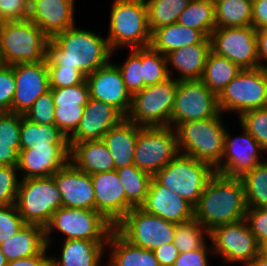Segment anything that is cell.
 Returning a JSON list of instances; mask_svg holds the SVG:
<instances>
[{
    "label": "cell",
    "mask_w": 267,
    "mask_h": 266,
    "mask_svg": "<svg viewBox=\"0 0 267 266\" xmlns=\"http://www.w3.org/2000/svg\"><path fill=\"white\" fill-rule=\"evenodd\" d=\"M4 66H6V63H5L4 59H3L2 53H1V51H0V70H1Z\"/></svg>",
    "instance_id": "e7e4bbea"
},
{
    "label": "cell",
    "mask_w": 267,
    "mask_h": 266,
    "mask_svg": "<svg viewBox=\"0 0 267 266\" xmlns=\"http://www.w3.org/2000/svg\"><path fill=\"white\" fill-rule=\"evenodd\" d=\"M216 28L252 26V0H214Z\"/></svg>",
    "instance_id": "e575fe53"
},
{
    "label": "cell",
    "mask_w": 267,
    "mask_h": 266,
    "mask_svg": "<svg viewBox=\"0 0 267 266\" xmlns=\"http://www.w3.org/2000/svg\"><path fill=\"white\" fill-rule=\"evenodd\" d=\"M69 161L90 175L114 170V160L102 140L69 144Z\"/></svg>",
    "instance_id": "4316f807"
},
{
    "label": "cell",
    "mask_w": 267,
    "mask_h": 266,
    "mask_svg": "<svg viewBox=\"0 0 267 266\" xmlns=\"http://www.w3.org/2000/svg\"><path fill=\"white\" fill-rule=\"evenodd\" d=\"M153 252L160 266H173L179 255V251L173 242L161 245Z\"/></svg>",
    "instance_id": "db71d44e"
},
{
    "label": "cell",
    "mask_w": 267,
    "mask_h": 266,
    "mask_svg": "<svg viewBox=\"0 0 267 266\" xmlns=\"http://www.w3.org/2000/svg\"><path fill=\"white\" fill-rule=\"evenodd\" d=\"M215 169L204 161L179 153L153 177L195 207Z\"/></svg>",
    "instance_id": "5b68a950"
},
{
    "label": "cell",
    "mask_w": 267,
    "mask_h": 266,
    "mask_svg": "<svg viewBox=\"0 0 267 266\" xmlns=\"http://www.w3.org/2000/svg\"><path fill=\"white\" fill-rule=\"evenodd\" d=\"M50 88H64L83 83L86 77L68 67H48Z\"/></svg>",
    "instance_id": "c3c4849f"
},
{
    "label": "cell",
    "mask_w": 267,
    "mask_h": 266,
    "mask_svg": "<svg viewBox=\"0 0 267 266\" xmlns=\"http://www.w3.org/2000/svg\"><path fill=\"white\" fill-rule=\"evenodd\" d=\"M107 244L112 247L108 266H160L153 251L130 244L115 229Z\"/></svg>",
    "instance_id": "1f68e13d"
},
{
    "label": "cell",
    "mask_w": 267,
    "mask_h": 266,
    "mask_svg": "<svg viewBox=\"0 0 267 266\" xmlns=\"http://www.w3.org/2000/svg\"><path fill=\"white\" fill-rule=\"evenodd\" d=\"M7 259L0 249V266H7Z\"/></svg>",
    "instance_id": "6125c7cd"
},
{
    "label": "cell",
    "mask_w": 267,
    "mask_h": 266,
    "mask_svg": "<svg viewBox=\"0 0 267 266\" xmlns=\"http://www.w3.org/2000/svg\"><path fill=\"white\" fill-rule=\"evenodd\" d=\"M190 0H147L148 27L151 33L162 26L176 23Z\"/></svg>",
    "instance_id": "f35d334b"
},
{
    "label": "cell",
    "mask_w": 267,
    "mask_h": 266,
    "mask_svg": "<svg viewBox=\"0 0 267 266\" xmlns=\"http://www.w3.org/2000/svg\"><path fill=\"white\" fill-rule=\"evenodd\" d=\"M74 0H30L29 20L50 39L75 26Z\"/></svg>",
    "instance_id": "d4e9b609"
},
{
    "label": "cell",
    "mask_w": 267,
    "mask_h": 266,
    "mask_svg": "<svg viewBox=\"0 0 267 266\" xmlns=\"http://www.w3.org/2000/svg\"><path fill=\"white\" fill-rule=\"evenodd\" d=\"M0 13L6 21L27 20L30 13V0H0Z\"/></svg>",
    "instance_id": "816d5d0a"
},
{
    "label": "cell",
    "mask_w": 267,
    "mask_h": 266,
    "mask_svg": "<svg viewBox=\"0 0 267 266\" xmlns=\"http://www.w3.org/2000/svg\"><path fill=\"white\" fill-rule=\"evenodd\" d=\"M259 254L264 258H267V241H263L259 246Z\"/></svg>",
    "instance_id": "94428289"
},
{
    "label": "cell",
    "mask_w": 267,
    "mask_h": 266,
    "mask_svg": "<svg viewBox=\"0 0 267 266\" xmlns=\"http://www.w3.org/2000/svg\"><path fill=\"white\" fill-rule=\"evenodd\" d=\"M205 234L210 237V232L193 218L176 224L173 243L179 253L194 251L203 248L207 244L204 239Z\"/></svg>",
    "instance_id": "60d3db41"
},
{
    "label": "cell",
    "mask_w": 267,
    "mask_h": 266,
    "mask_svg": "<svg viewBox=\"0 0 267 266\" xmlns=\"http://www.w3.org/2000/svg\"><path fill=\"white\" fill-rule=\"evenodd\" d=\"M19 163V152L10 144L0 143V166H15Z\"/></svg>",
    "instance_id": "6f0895ef"
},
{
    "label": "cell",
    "mask_w": 267,
    "mask_h": 266,
    "mask_svg": "<svg viewBox=\"0 0 267 266\" xmlns=\"http://www.w3.org/2000/svg\"><path fill=\"white\" fill-rule=\"evenodd\" d=\"M112 55L107 38L75 25L49 39L46 64L76 69L86 77L107 64Z\"/></svg>",
    "instance_id": "6da1fadb"
},
{
    "label": "cell",
    "mask_w": 267,
    "mask_h": 266,
    "mask_svg": "<svg viewBox=\"0 0 267 266\" xmlns=\"http://www.w3.org/2000/svg\"><path fill=\"white\" fill-rule=\"evenodd\" d=\"M108 240L68 239L63 243L61 259L50 256V266H100Z\"/></svg>",
    "instance_id": "f1b7e54d"
},
{
    "label": "cell",
    "mask_w": 267,
    "mask_h": 266,
    "mask_svg": "<svg viewBox=\"0 0 267 266\" xmlns=\"http://www.w3.org/2000/svg\"><path fill=\"white\" fill-rule=\"evenodd\" d=\"M95 210L114 226L132 209L116 170L92 174Z\"/></svg>",
    "instance_id": "d6986e66"
},
{
    "label": "cell",
    "mask_w": 267,
    "mask_h": 266,
    "mask_svg": "<svg viewBox=\"0 0 267 266\" xmlns=\"http://www.w3.org/2000/svg\"><path fill=\"white\" fill-rule=\"evenodd\" d=\"M220 115L180 123L175 128L179 153L204 161L215 168L221 162L224 153L227 129Z\"/></svg>",
    "instance_id": "3957f363"
},
{
    "label": "cell",
    "mask_w": 267,
    "mask_h": 266,
    "mask_svg": "<svg viewBox=\"0 0 267 266\" xmlns=\"http://www.w3.org/2000/svg\"><path fill=\"white\" fill-rule=\"evenodd\" d=\"M252 26L258 29L267 28V0H252Z\"/></svg>",
    "instance_id": "11a10c76"
},
{
    "label": "cell",
    "mask_w": 267,
    "mask_h": 266,
    "mask_svg": "<svg viewBox=\"0 0 267 266\" xmlns=\"http://www.w3.org/2000/svg\"><path fill=\"white\" fill-rule=\"evenodd\" d=\"M206 38L207 36L202 31L176 22L155 29L151 33L150 47L166 56L175 49L200 44Z\"/></svg>",
    "instance_id": "4dcf8cb0"
},
{
    "label": "cell",
    "mask_w": 267,
    "mask_h": 266,
    "mask_svg": "<svg viewBox=\"0 0 267 266\" xmlns=\"http://www.w3.org/2000/svg\"><path fill=\"white\" fill-rule=\"evenodd\" d=\"M15 89L13 67L6 65L0 70V112H12Z\"/></svg>",
    "instance_id": "681fc988"
},
{
    "label": "cell",
    "mask_w": 267,
    "mask_h": 266,
    "mask_svg": "<svg viewBox=\"0 0 267 266\" xmlns=\"http://www.w3.org/2000/svg\"><path fill=\"white\" fill-rule=\"evenodd\" d=\"M55 105V125L69 138L78 128L90 94L87 81L64 87L52 88Z\"/></svg>",
    "instance_id": "7402d4cb"
},
{
    "label": "cell",
    "mask_w": 267,
    "mask_h": 266,
    "mask_svg": "<svg viewBox=\"0 0 267 266\" xmlns=\"http://www.w3.org/2000/svg\"><path fill=\"white\" fill-rule=\"evenodd\" d=\"M141 64L145 87L162 83L173 75L167 57L150 46L141 48Z\"/></svg>",
    "instance_id": "ab89813d"
},
{
    "label": "cell",
    "mask_w": 267,
    "mask_h": 266,
    "mask_svg": "<svg viewBox=\"0 0 267 266\" xmlns=\"http://www.w3.org/2000/svg\"><path fill=\"white\" fill-rule=\"evenodd\" d=\"M49 37L29 19L7 21L0 31V51L6 65L46 60Z\"/></svg>",
    "instance_id": "8992f818"
},
{
    "label": "cell",
    "mask_w": 267,
    "mask_h": 266,
    "mask_svg": "<svg viewBox=\"0 0 267 266\" xmlns=\"http://www.w3.org/2000/svg\"><path fill=\"white\" fill-rule=\"evenodd\" d=\"M47 247L44 227L25 224L15 235L0 244L7 261L32 257Z\"/></svg>",
    "instance_id": "f546056e"
},
{
    "label": "cell",
    "mask_w": 267,
    "mask_h": 266,
    "mask_svg": "<svg viewBox=\"0 0 267 266\" xmlns=\"http://www.w3.org/2000/svg\"><path fill=\"white\" fill-rule=\"evenodd\" d=\"M63 207L95 210V194L91 176L77 169L70 161L54 175Z\"/></svg>",
    "instance_id": "603a6c76"
},
{
    "label": "cell",
    "mask_w": 267,
    "mask_h": 266,
    "mask_svg": "<svg viewBox=\"0 0 267 266\" xmlns=\"http://www.w3.org/2000/svg\"><path fill=\"white\" fill-rule=\"evenodd\" d=\"M110 13L109 34L106 38L113 53L123 46L131 49L150 46L151 31L148 27L146 1L114 0Z\"/></svg>",
    "instance_id": "277c9868"
},
{
    "label": "cell",
    "mask_w": 267,
    "mask_h": 266,
    "mask_svg": "<svg viewBox=\"0 0 267 266\" xmlns=\"http://www.w3.org/2000/svg\"><path fill=\"white\" fill-rule=\"evenodd\" d=\"M194 1H214V0H194Z\"/></svg>",
    "instance_id": "03108f58"
},
{
    "label": "cell",
    "mask_w": 267,
    "mask_h": 266,
    "mask_svg": "<svg viewBox=\"0 0 267 266\" xmlns=\"http://www.w3.org/2000/svg\"><path fill=\"white\" fill-rule=\"evenodd\" d=\"M256 40L259 63L261 67L267 68V64L262 63L267 61V28L256 31Z\"/></svg>",
    "instance_id": "680465c9"
},
{
    "label": "cell",
    "mask_w": 267,
    "mask_h": 266,
    "mask_svg": "<svg viewBox=\"0 0 267 266\" xmlns=\"http://www.w3.org/2000/svg\"><path fill=\"white\" fill-rule=\"evenodd\" d=\"M177 22L200 30L210 38L212 31L216 28L214 1L190 0Z\"/></svg>",
    "instance_id": "74e56055"
},
{
    "label": "cell",
    "mask_w": 267,
    "mask_h": 266,
    "mask_svg": "<svg viewBox=\"0 0 267 266\" xmlns=\"http://www.w3.org/2000/svg\"><path fill=\"white\" fill-rule=\"evenodd\" d=\"M125 117L113 106L89 98L76 131L68 138L69 144L102 140L110 128L117 126Z\"/></svg>",
    "instance_id": "44dd1931"
},
{
    "label": "cell",
    "mask_w": 267,
    "mask_h": 266,
    "mask_svg": "<svg viewBox=\"0 0 267 266\" xmlns=\"http://www.w3.org/2000/svg\"><path fill=\"white\" fill-rule=\"evenodd\" d=\"M256 31L253 26L215 28L210 36L211 51L242 70L259 68Z\"/></svg>",
    "instance_id": "5bb4252c"
},
{
    "label": "cell",
    "mask_w": 267,
    "mask_h": 266,
    "mask_svg": "<svg viewBox=\"0 0 267 266\" xmlns=\"http://www.w3.org/2000/svg\"><path fill=\"white\" fill-rule=\"evenodd\" d=\"M32 146H69V143L66 135L55 124H37L21 114L20 149Z\"/></svg>",
    "instance_id": "d6a6232c"
},
{
    "label": "cell",
    "mask_w": 267,
    "mask_h": 266,
    "mask_svg": "<svg viewBox=\"0 0 267 266\" xmlns=\"http://www.w3.org/2000/svg\"><path fill=\"white\" fill-rule=\"evenodd\" d=\"M48 246L38 255L20 258L7 263V266H50V256H46Z\"/></svg>",
    "instance_id": "9f6ffc18"
},
{
    "label": "cell",
    "mask_w": 267,
    "mask_h": 266,
    "mask_svg": "<svg viewBox=\"0 0 267 266\" xmlns=\"http://www.w3.org/2000/svg\"><path fill=\"white\" fill-rule=\"evenodd\" d=\"M126 196L127 203L133 207H140L146 198L152 176L134 164L116 170Z\"/></svg>",
    "instance_id": "d590c367"
},
{
    "label": "cell",
    "mask_w": 267,
    "mask_h": 266,
    "mask_svg": "<svg viewBox=\"0 0 267 266\" xmlns=\"http://www.w3.org/2000/svg\"><path fill=\"white\" fill-rule=\"evenodd\" d=\"M246 210L241 179L215 173L194 207V219L211 232L217 226L244 220Z\"/></svg>",
    "instance_id": "7a4b0ae2"
},
{
    "label": "cell",
    "mask_w": 267,
    "mask_h": 266,
    "mask_svg": "<svg viewBox=\"0 0 267 266\" xmlns=\"http://www.w3.org/2000/svg\"><path fill=\"white\" fill-rule=\"evenodd\" d=\"M16 206L26 224L45 227L63 206L62 196L52 176L20 179Z\"/></svg>",
    "instance_id": "ba28073f"
},
{
    "label": "cell",
    "mask_w": 267,
    "mask_h": 266,
    "mask_svg": "<svg viewBox=\"0 0 267 266\" xmlns=\"http://www.w3.org/2000/svg\"><path fill=\"white\" fill-rule=\"evenodd\" d=\"M7 21L5 20V18L2 16V14L0 13V31L2 30L4 24L6 23Z\"/></svg>",
    "instance_id": "be15d7a7"
},
{
    "label": "cell",
    "mask_w": 267,
    "mask_h": 266,
    "mask_svg": "<svg viewBox=\"0 0 267 266\" xmlns=\"http://www.w3.org/2000/svg\"><path fill=\"white\" fill-rule=\"evenodd\" d=\"M53 230H59L66 235L65 240H108L114 225L96 210L62 206L53 213L44 227L47 246L50 244L49 236Z\"/></svg>",
    "instance_id": "9c48e42d"
},
{
    "label": "cell",
    "mask_w": 267,
    "mask_h": 266,
    "mask_svg": "<svg viewBox=\"0 0 267 266\" xmlns=\"http://www.w3.org/2000/svg\"><path fill=\"white\" fill-rule=\"evenodd\" d=\"M114 229L130 244L154 251L173 242L176 224L133 207Z\"/></svg>",
    "instance_id": "8fae6325"
},
{
    "label": "cell",
    "mask_w": 267,
    "mask_h": 266,
    "mask_svg": "<svg viewBox=\"0 0 267 266\" xmlns=\"http://www.w3.org/2000/svg\"><path fill=\"white\" fill-rule=\"evenodd\" d=\"M245 220L259 244L267 241V208H247Z\"/></svg>",
    "instance_id": "f907efd6"
},
{
    "label": "cell",
    "mask_w": 267,
    "mask_h": 266,
    "mask_svg": "<svg viewBox=\"0 0 267 266\" xmlns=\"http://www.w3.org/2000/svg\"><path fill=\"white\" fill-rule=\"evenodd\" d=\"M213 254H218L229 262H243L245 265L259 254L256 237L244 219L242 221L220 225L210 232Z\"/></svg>",
    "instance_id": "9a60e30c"
},
{
    "label": "cell",
    "mask_w": 267,
    "mask_h": 266,
    "mask_svg": "<svg viewBox=\"0 0 267 266\" xmlns=\"http://www.w3.org/2000/svg\"><path fill=\"white\" fill-rule=\"evenodd\" d=\"M17 174L15 166H0V206L16 204L20 183Z\"/></svg>",
    "instance_id": "f6af8a7d"
},
{
    "label": "cell",
    "mask_w": 267,
    "mask_h": 266,
    "mask_svg": "<svg viewBox=\"0 0 267 266\" xmlns=\"http://www.w3.org/2000/svg\"><path fill=\"white\" fill-rule=\"evenodd\" d=\"M211 52V40L206 38L202 43L175 49L166 55L170 63L180 73L182 80H200L205 68L207 57Z\"/></svg>",
    "instance_id": "83f0119b"
},
{
    "label": "cell",
    "mask_w": 267,
    "mask_h": 266,
    "mask_svg": "<svg viewBox=\"0 0 267 266\" xmlns=\"http://www.w3.org/2000/svg\"><path fill=\"white\" fill-rule=\"evenodd\" d=\"M244 266H267V258H264L260 254H258Z\"/></svg>",
    "instance_id": "91938a15"
},
{
    "label": "cell",
    "mask_w": 267,
    "mask_h": 266,
    "mask_svg": "<svg viewBox=\"0 0 267 266\" xmlns=\"http://www.w3.org/2000/svg\"><path fill=\"white\" fill-rule=\"evenodd\" d=\"M86 81L90 98L113 106L126 118L130 111L132 95L127 90L116 64L109 61L88 74Z\"/></svg>",
    "instance_id": "e0dca14e"
},
{
    "label": "cell",
    "mask_w": 267,
    "mask_h": 266,
    "mask_svg": "<svg viewBox=\"0 0 267 266\" xmlns=\"http://www.w3.org/2000/svg\"><path fill=\"white\" fill-rule=\"evenodd\" d=\"M242 136H230L226 129L224 153L221 162L214 168L216 173L227 177H240L244 172L256 167L264 151L259 143L244 128Z\"/></svg>",
    "instance_id": "ac0fdd59"
},
{
    "label": "cell",
    "mask_w": 267,
    "mask_h": 266,
    "mask_svg": "<svg viewBox=\"0 0 267 266\" xmlns=\"http://www.w3.org/2000/svg\"><path fill=\"white\" fill-rule=\"evenodd\" d=\"M218 107L242 113L267 107V68L243 69L217 96Z\"/></svg>",
    "instance_id": "30bf717a"
},
{
    "label": "cell",
    "mask_w": 267,
    "mask_h": 266,
    "mask_svg": "<svg viewBox=\"0 0 267 266\" xmlns=\"http://www.w3.org/2000/svg\"><path fill=\"white\" fill-rule=\"evenodd\" d=\"M16 89L12 112L24 115L39 96L50 90L46 60L12 65Z\"/></svg>",
    "instance_id": "2e32d148"
},
{
    "label": "cell",
    "mask_w": 267,
    "mask_h": 266,
    "mask_svg": "<svg viewBox=\"0 0 267 266\" xmlns=\"http://www.w3.org/2000/svg\"><path fill=\"white\" fill-rule=\"evenodd\" d=\"M177 154L176 129L170 126L142 127L135 146L134 165L152 177Z\"/></svg>",
    "instance_id": "7c38bea8"
},
{
    "label": "cell",
    "mask_w": 267,
    "mask_h": 266,
    "mask_svg": "<svg viewBox=\"0 0 267 266\" xmlns=\"http://www.w3.org/2000/svg\"><path fill=\"white\" fill-rule=\"evenodd\" d=\"M23 116L37 124H55V105L52 88L39 96Z\"/></svg>",
    "instance_id": "ee69618b"
},
{
    "label": "cell",
    "mask_w": 267,
    "mask_h": 266,
    "mask_svg": "<svg viewBox=\"0 0 267 266\" xmlns=\"http://www.w3.org/2000/svg\"><path fill=\"white\" fill-rule=\"evenodd\" d=\"M241 71L234 62L211 51L200 80L218 96Z\"/></svg>",
    "instance_id": "836d02e7"
},
{
    "label": "cell",
    "mask_w": 267,
    "mask_h": 266,
    "mask_svg": "<svg viewBox=\"0 0 267 266\" xmlns=\"http://www.w3.org/2000/svg\"><path fill=\"white\" fill-rule=\"evenodd\" d=\"M124 84L131 95L145 88L141 64V48H133L125 62L119 66Z\"/></svg>",
    "instance_id": "b9f144b4"
},
{
    "label": "cell",
    "mask_w": 267,
    "mask_h": 266,
    "mask_svg": "<svg viewBox=\"0 0 267 266\" xmlns=\"http://www.w3.org/2000/svg\"><path fill=\"white\" fill-rule=\"evenodd\" d=\"M145 212L178 224L194 218V207L152 177L144 203Z\"/></svg>",
    "instance_id": "cb8c5ba5"
},
{
    "label": "cell",
    "mask_w": 267,
    "mask_h": 266,
    "mask_svg": "<svg viewBox=\"0 0 267 266\" xmlns=\"http://www.w3.org/2000/svg\"><path fill=\"white\" fill-rule=\"evenodd\" d=\"M25 224L16 204L0 206V244L15 235Z\"/></svg>",
    "instance_id": "7dc6e473"
},
{
    "label": "cell",
    "mask_w": 267,
    "mask_h": 266,
    "mask_svg": "<svg viewBox=\"0 0 267 266\" xmlns=\"http://www.w3.org/2000/svg\"><path fill=\"white\" fill-rule=\"evenodd\" d=\"M247 208H267V160L240 177Z\"/></svg>",
    "instance_id": "8d00e7d4"
},
{
    "label": "cell",
    "mask_w": 267,
    "mask_h": 266,
    "mask_svg": "<svg viewBox=\"0 0 267 266\" xmlns=\"http://www.w3.org/2000/svg\"><path fill=\"white\" fill-rule=\"evenodd\" d=\"M70 157V146H32L20 149L18 173L22 179L50 177L63 168Z\"/></svg>",
    "instance_id": "ffe728a7"
},
{
    "label": "cell",
    "mask_w": 267,
    "mask_h": 266,
    "mask_svg": "<svg viewBox=\"0 0 267 266\" xmlns=\"http://www.w3.org/2000/svg\"><path fill=\"white\" fill-rule=\"evenodd\" d=\"M178 83L170 77L133 94L126 119L142 127L170 126Z\"/></svg>",
    "instance_id": "52a82bcc"
},
{
    "label": "cell",
    "mask_w": 267,
    "mask_h": 266,
    "mask_svg": "<svg viewBox=\"0 0 267 266\" xmlns=\"http://www.w3.org/2000/svg\"><path fill=\"white\" fill-rule=\"evenodd\" d=\"M238 118L240 126L251 134L267 153V107L246 111Z\"/></svg>",
    "instance_id": "7bdbcfd3"
},
{
    "label": "cell",
    "mask_w": 267,
    "mask_h": 266,
    "mask_svg": "<svg viewBox=\"0 0 267 266\" xmlns=\"http://www.w3.org/2000/svg\"><path fill=\"white\" fill-rule=\"evenodd\" d=\"M221 114L218 98L201 80H182L178 83L170 127L180 123L203 120ZM175 125V126H174Z\"/></svg>",
    "instance_id": "4fadbf2b"
},
{
    "label": "cell",
    "mask_w": 267,
    "mask_h": 266,
    "mask_svg": "<svg viewBox=\"0 0 267 266\" xmlns=\"http://www.w3.org/2000/svg\"><path fill=\"white\" fill-rule=\"evenodd\" d=\"M141 128L124 118L103 136L102 141L114 160V170L134 164L136 140Z\"/></svg>",
    "instance_id": "484cf974"
},
{
    "label": "cell",
    "mask_w": 267,
    "mask_h": 266,
    "mask_svg": "<svg viewBox=\"0 0 267 266\" xmlns=\"http://www.w3.org/2000/svg\"><path fill=\"white\" fill-rule=\"evenodd\" d=\"M209 252L213 253V249L208 248L207 250L205 245L201 249L179 253L173 266H210L207 258Z\"/></svg>",
    "instance_id": "f5cc1de1"
},
{
    "label": "cell",
    "mask_w": 267,
    "mask_h": 266,
    "mask_svg": "<svg viewBox=\"0 0 267 266\" xmlns=\"http://www.w3.org/2000/svg\"><path fill=\"white\" fill-rule=\"evenodd\" d=\"M21 114L0 112V143L10 144L20 152Z\"/></svg>",
    "instance_id": "bcb514c9"
}]
</instances>
